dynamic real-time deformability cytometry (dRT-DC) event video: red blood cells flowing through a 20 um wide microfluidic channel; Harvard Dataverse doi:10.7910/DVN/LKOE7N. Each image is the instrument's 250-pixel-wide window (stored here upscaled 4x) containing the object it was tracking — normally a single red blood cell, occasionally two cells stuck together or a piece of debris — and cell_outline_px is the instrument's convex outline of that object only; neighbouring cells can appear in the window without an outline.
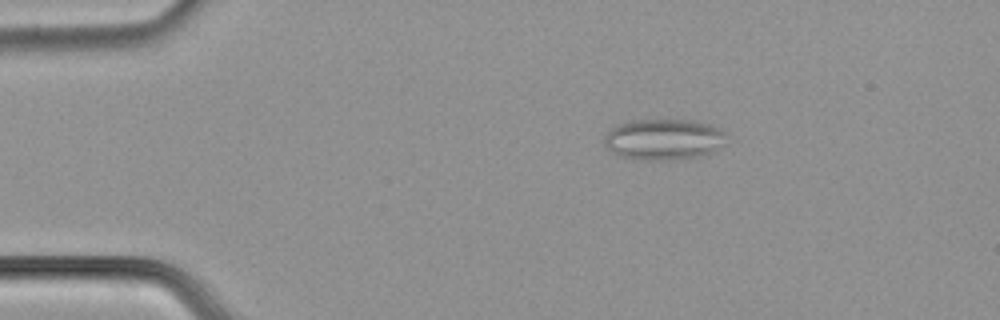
{"species": "common noctule bat (a hibernating species)", "species_latin": "Nyctalus noctula", "temperature_condition": "cold", "stored_images_in_passage": 3, "camera_frame_rate_fps": 3000, "um_per_image_px": 0.085, "animal": {"sex": "male", "body_mass_g": 21.5, "forearm_length_mm": 52.0}, "frame": {"image": 1, "passage_image": 1, "time_ms": 0.0, "image_size_px": [1000, 320], "cell_outline_px": [[728, 132], [724, 144], [708, 156], [668, 160], [648, 160], [620, 156], [604, 148], [604, 136], [616, 124], [628, 120], [696, 120], [720, 128]], "centroid_in_image_um": [56.45, 11.85], "position_along_channel_um": 28.6, "area_um2": 29.82}}